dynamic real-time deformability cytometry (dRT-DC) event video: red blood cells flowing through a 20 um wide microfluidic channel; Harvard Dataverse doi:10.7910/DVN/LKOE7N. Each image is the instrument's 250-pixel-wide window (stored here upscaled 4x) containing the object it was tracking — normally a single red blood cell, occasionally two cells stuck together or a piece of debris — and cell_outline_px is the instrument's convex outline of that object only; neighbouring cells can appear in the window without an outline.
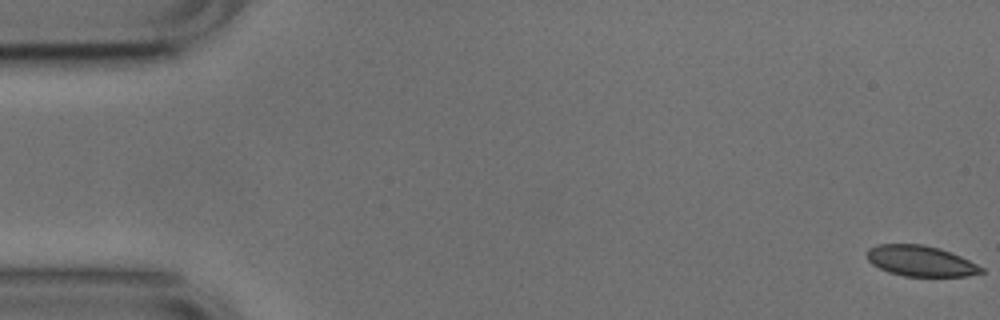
{"species": "common noctule bat (a hibernating species)", "species_latin": "Nyctalus noctula", "temperature_condition": "cold", "stored_images_in_passage": 53, "camera_frame_rate_fps": 3000, "um_per_image_px": 0.085, "animal": {"sex": "male", "body_mass_g": 17.9, "forearm_length_mm": 54.2}, "frame": {"image": 1, "passage_image": 1, "time_ms": 0.0, "image_size_px": [1000, 320], "cell_outline_px": [[984, 272], [968, 276], [904, 276], [888, 272], [872, 264], [868, 260], [868, 248], [880, 244], [924, 244], [940, 248], [960, 256], [984, 268]], "centroid_in_image_um": [78.26, 22.18], "position_along_channel_um": 6.7, "area_um2": 20.35}}
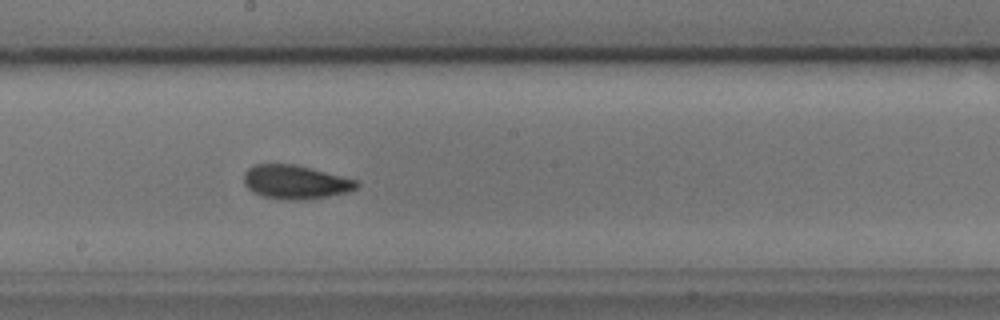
{"frame": {"image": 2, "passage_image": 29, "time_ms": 9.333, "image_size_px": [1000, 320], "cell_outline_px": [[360, 184], [356, 188], [348, 192], [328, 196], [304, 200], [284, 200], [264, 196], [252, 192], [244, 184], [244, 172], [248, 168], [256, 164], [296, 164], [312, 168], [356, 180]], "centroid_in_image_um": [25.1, 15.47], "position_along_channel_um": 223.1, "area_um2": 22.25}}
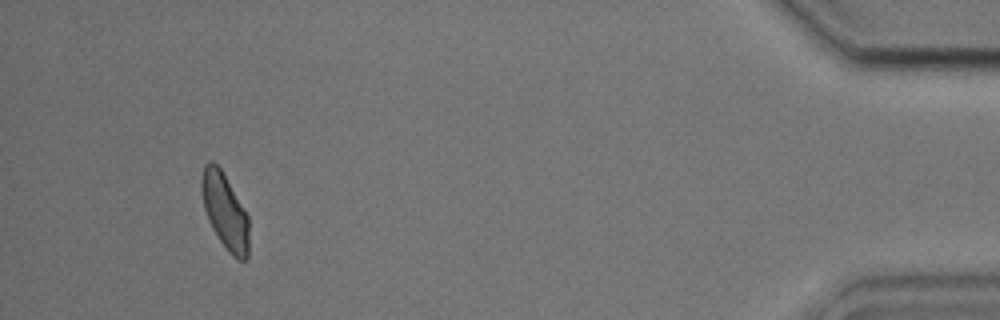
{"frame": {"image": 3, "passage_image": 50, "time_ms": 16.333, "image_size_px": [1000, 320], "cell_outline_px": [[248, 260], [236, 260], [228, 252], [212, 228], [208, 220], [204, 208], [200, 188], [200, 180], [204, 164], [208, 160], [212, 160], [220, 168], [248, 216]], "centroid_in_image_um": [19.09, 17.96], "position_along_channel_um": 416.1, "area_um2": 20.87}, "authors_computed_cell_mechanics": {"area_um2": 21.6172, "velocity_mm_per_s": 3.7583, "shape_relaxation_time_tau1_ms": 5.8407, "shape_relaxation_time_tau2_ms": 1.5298, "deformation_change_tau1": 0.1072, "deformation_change_tau2": 0.0592}}